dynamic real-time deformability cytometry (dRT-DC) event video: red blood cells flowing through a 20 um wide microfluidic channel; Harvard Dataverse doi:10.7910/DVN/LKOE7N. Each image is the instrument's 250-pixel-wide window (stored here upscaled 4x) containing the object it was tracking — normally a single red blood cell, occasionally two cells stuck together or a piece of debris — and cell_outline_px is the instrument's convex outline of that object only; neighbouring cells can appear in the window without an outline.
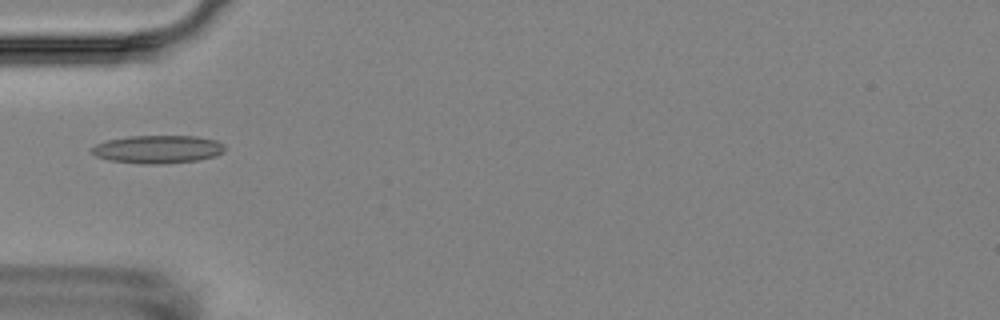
{"species": "Egyptian fruit bat (a non-hibernating species)", "species_latin": "Rousettus aegyptiacus", "temperature_condition": "room temperature", "stored_images_in_passage": 6, "camera_frame_rate_fps": 3000, "um_per_image_px": 0.085, "animal": {"sex": "female"}, "frame": {"image": 1, "passage_image": 2, "time_ms": 1.333, "image_size_px": [1000, 320], "cell_outline_px": [[224, 152], [216, 156], [196, 160], [160, 164], [148, 164], [108, 160], [96, 156], [92, 152], [92, 148], [96, 144], [108, 140], [128, 136], [196, 136], [216, 140], [224, 144]], "centroid_in_image_um": [13.43, 12.68], "position_along_channel_um": 71.6, "area_um2": 21.62}}
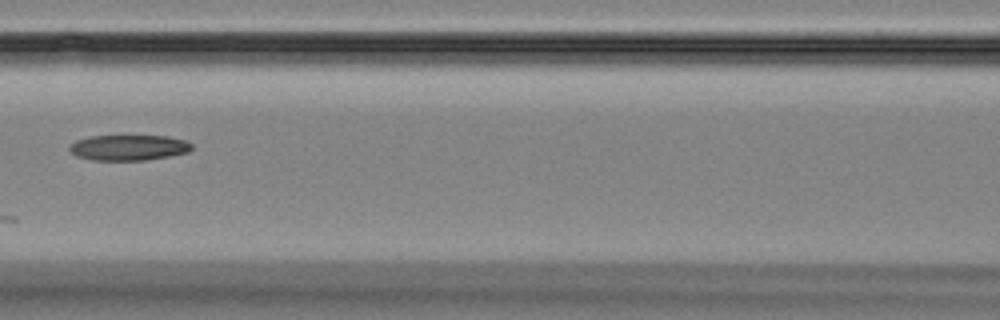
{"frame": {"image": 2, "passage_image": 4, "time_ms": 3.667, "image_size_px": [1000, 320], "cell_outline_px": [[192, 148], [188, 152], [168, 156], [144, 160], [92, 160], [76, 156], [68, 148], [76, 140], [88, 136], [168, 136], [188, 140], [192, 144]], "centroid_in_image_um": [10.95, 12.54], "position_along_channel_um": 155.7, "area_um2": 18.21}}
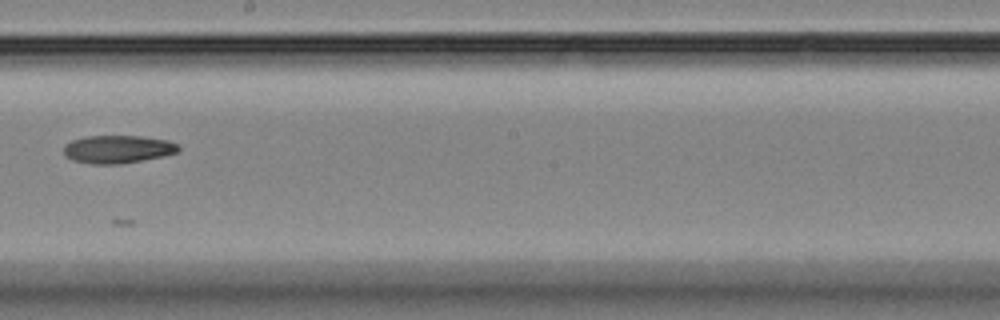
{"frame": {"image": 3, "passage_image": 6, "time_ms": 6.0, "image_size_px": [1000, 320], "cell_outline_px": [[180, 152], [164, 156], [120, 164], [92, 164], [72, 160], [64, 156], [64, 144], [72, 140], [84, 136], [140, 136], [168, 140], [176, 144], [180, 148]], "centroid_in_image_um": [9.99, 12.68], "position_along_channel_um": 238.2, "area_um2": 18.84}}